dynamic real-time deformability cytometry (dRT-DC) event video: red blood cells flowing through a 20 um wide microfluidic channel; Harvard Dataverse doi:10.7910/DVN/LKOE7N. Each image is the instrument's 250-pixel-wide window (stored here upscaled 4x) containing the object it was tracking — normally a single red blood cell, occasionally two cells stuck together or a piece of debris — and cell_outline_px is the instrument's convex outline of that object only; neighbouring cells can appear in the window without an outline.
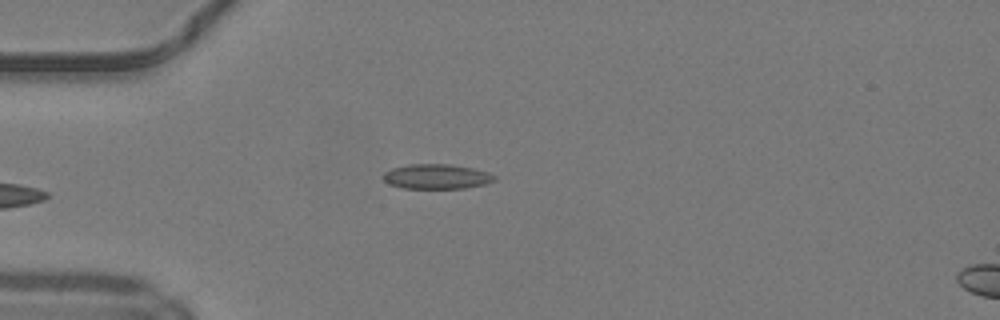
{"species": "common noctule bat (a hibernating species)", "species_latin": "Nyctalus noctula", "temperature_condition": "warm", "stored_images_in_passage": 34, "camera_frame_rate_fps": 3000, "um_per_image_px": 0.085, "animal": {"sex": "male", "body_mass_g": 19.2, "forearm_length_mm": 51.8}, "frame": {"image": 1, "passage_image": 1, "time_ms": 0.0, "image_size_px": [1000, 320], "cell_outline_px": [[496, 180], [484, 184], [464, 188], [404, 188], [388, 184], [384, 180], [384, 172], [392, 168], [408, 164], [448, 164], [472, 168], [488, 172], [496, 176]], "centroid_in_image_um": [37.1, 15.0], "position_along_channel_um": 47.9, "area_um2": 16.01}}
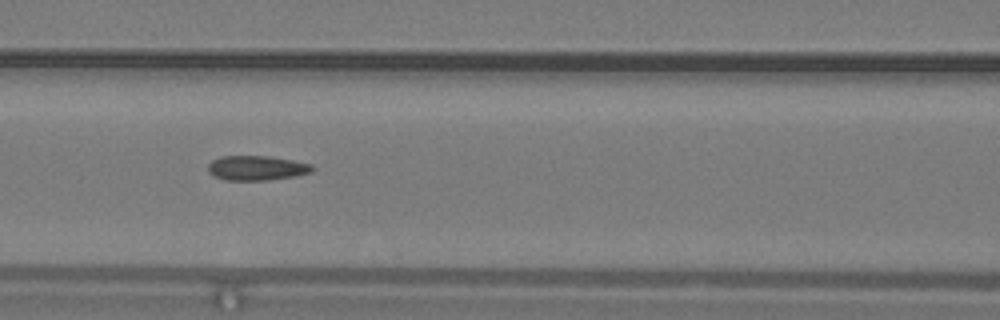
{"frame": {"image": 2, "passage_image": 9, "time_ms": 2.667, "image_size_px": [1000, 320], "cell_outline_px": [[316, 168], [312, 172], [296, 176], [268, 180], [224, 180], [212, 176], [208, 172], [208, 164], [212, 160], [220, 156], [268, 156], [292, 160], [312, 164]], "centroid_in_image_um": [21.81, 14.28], "position_along_channel_um": 144.8, "area_um2": 15.2}}
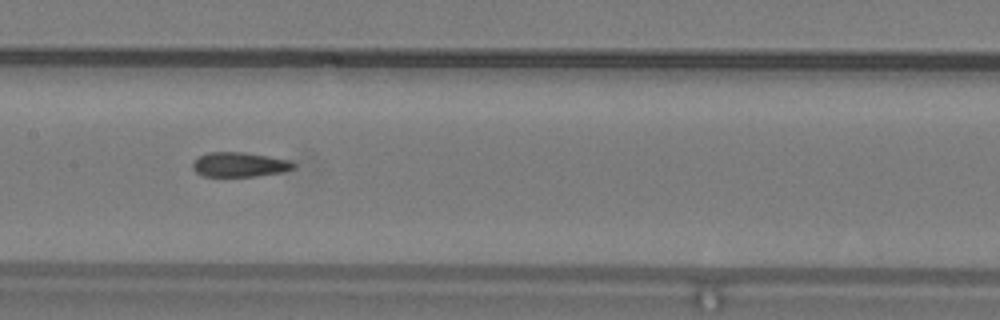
{"frame": {"image": 3, "passage_image": 12, "time_ms": 3.667, "image_size_px": [1000, 320], "cell_outline_px": [[296, 168], [284, 172], [256, 176], [204, 176], [196, 172], [192, 168], [192, 160], [208, 152], [244, 152], [268, 156], [288, 160], [296, 164]], "centroid_in_image_um": [20.36, 13.99], "position_along_channel_um": 187.0, "area_um2": 14.57}, "authors_computed_cell_mechanics": {"area_um2": 15.2592, "velocity_mm_per_s": 4.2323, "shape_relaxation_time_tau1_ms": null, "shape_relaxation_time_tau2_ms": 3.784, "deformation_change_tau1": null, "deformation_change_tau2": 0.0941}}